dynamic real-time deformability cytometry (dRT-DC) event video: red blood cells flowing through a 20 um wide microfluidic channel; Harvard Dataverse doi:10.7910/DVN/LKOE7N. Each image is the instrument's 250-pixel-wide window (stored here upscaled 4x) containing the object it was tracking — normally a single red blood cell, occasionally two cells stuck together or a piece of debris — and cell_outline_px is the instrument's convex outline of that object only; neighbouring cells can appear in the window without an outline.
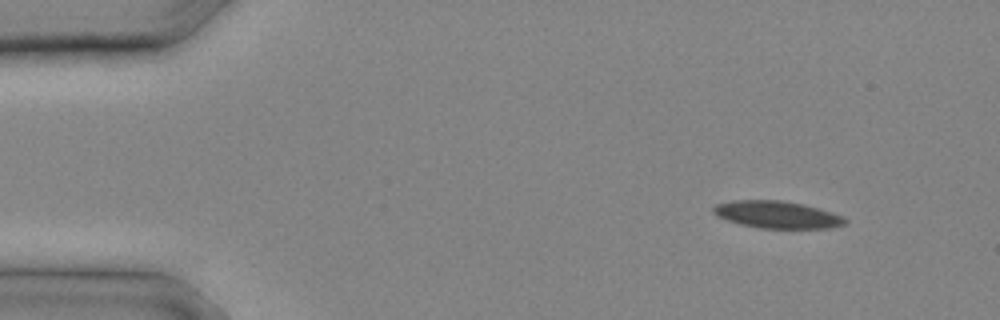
{"species": "common noctule bat (a hibernating species)", "species_latin": "Nyctalus noctula", "temperature_condition": "cold", "stored_images_in_passage": 10, "camera_frame_rate_fps": 3000, "um_per_image_px": 0.085, "animal": {"sex": "male", "body_mass_g": 20.4}, "frame": {"image": 1, "passage_image": 2, "time_ms": 0.333, "image_size_px": [1000, 320], "cell_outline_px": [[848, 220], [844, 224], [828, 228], [760, 228], [740, 224], [716, 216], [712, 212], [712, 208], [716, 204], [732, 200], [784, 200], [804, 204], [832, 212], [844, 216]], "centroid_in_image_um": [66.04, 18.23], "position_along_channel_um": 19.0, "area_um2": 20.98}}
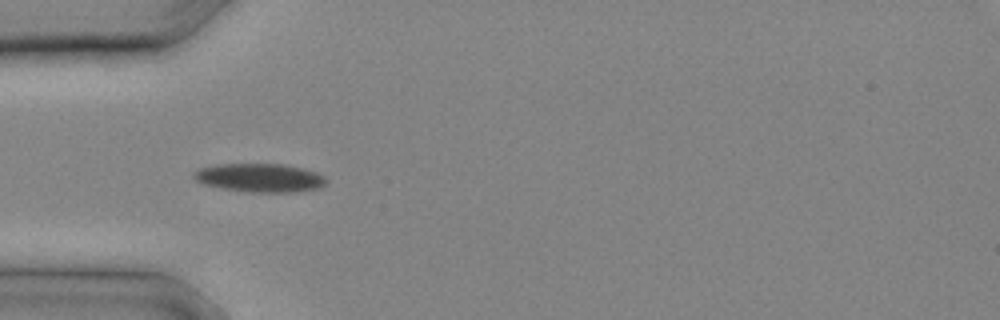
{"frame": {"image": 2, "passage_image": 7, "time_ms": 2.0, "image_size_px": [1000, 320], "cell_outline_px": [[324, 184], [320, 188], [296, 192], [248, 192], [224, 188], [204, 184], [196, 180], [192, 176], [192, 172], [200, 168], [216, 164], [284, 164], [316, 172], [324, 176]], "centroid_in_image_um": [22.05, 15.11], "position_along_channel_um": 62.9, "area_um2": 21.91}}